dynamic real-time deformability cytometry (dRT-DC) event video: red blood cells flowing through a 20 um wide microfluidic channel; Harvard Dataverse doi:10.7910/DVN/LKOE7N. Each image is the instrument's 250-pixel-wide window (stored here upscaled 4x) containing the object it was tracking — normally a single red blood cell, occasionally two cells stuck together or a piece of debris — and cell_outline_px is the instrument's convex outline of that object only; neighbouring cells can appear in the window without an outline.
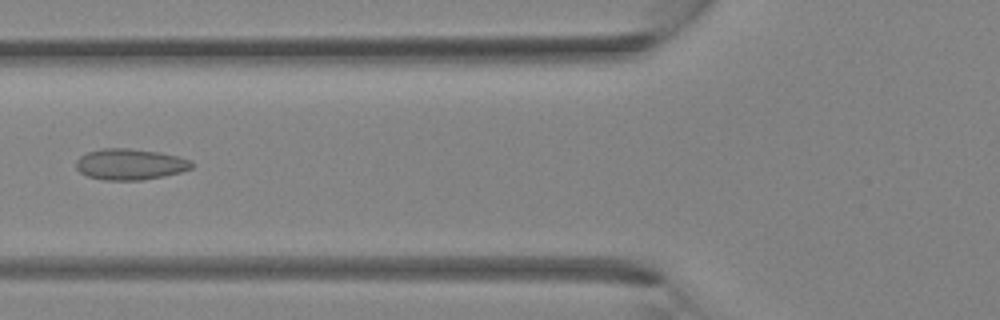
{"species": "Egyptian fruit bat (a non-hibernating species)", "species_latin": "Rousettus aegyptiacus", "temperature_condition": "room temperature", "stored_images_in_passage": 5, "camera_frame_rate_fps": 3000, "um_per_image_px": 0.085, "animal": {"sex": "female"}, "frame": {"image": 1, "passage_image": 5, "time_ms": 4.667, "image_size_px": [1000, 320], "cell_outline_px": [[196, 164], [192, 168], [180, 172], [164, 176], [140, 180], [104, 180], [88, 176], [80, 172], [76, 168], [76, 160], [80, 156], [88, 152], [104, 148], [128, 148], [160, 152], [192, 160]], "centroid_in_image_um": [11.08, 13.96], "position_along_channel_um": 114.7, "area_um2": 20.98}}